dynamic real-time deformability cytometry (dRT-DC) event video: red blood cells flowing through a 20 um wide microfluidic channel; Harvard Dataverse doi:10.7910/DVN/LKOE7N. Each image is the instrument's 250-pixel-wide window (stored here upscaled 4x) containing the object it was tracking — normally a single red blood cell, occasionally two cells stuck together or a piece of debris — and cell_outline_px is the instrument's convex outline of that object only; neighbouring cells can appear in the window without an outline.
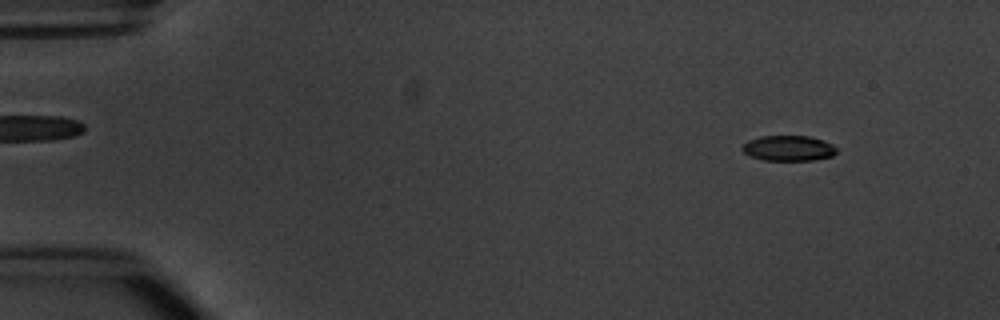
{"species": "common noctule bat (a hibernating species)", "species_latin": "Nyctalus noctula", "temperature_condition": "warm", "stored_images_in_passage": 15, "camera_frame_rate_fps": 3000, "um_per_image_px": 0.085, "animal": {"sex": "male", "body_mass_g": 20.1, "forearm_length_mm": 53.5}, "frame": {"image": 1, "passage_image": 6, "time_ms": 1.667, "image_size_px": [1000, 320], "cell_outline_px": [[840, 148], [832, 156], [816, 160], [764, 160], [748, 156], [740, 148], [748, 140], [760, 136], [808, 136], [824, 140]], "centroid_in_image_um": [67.04, 12.6], "position_along_channel_um": 18.0, "area_um2": 14.16}}